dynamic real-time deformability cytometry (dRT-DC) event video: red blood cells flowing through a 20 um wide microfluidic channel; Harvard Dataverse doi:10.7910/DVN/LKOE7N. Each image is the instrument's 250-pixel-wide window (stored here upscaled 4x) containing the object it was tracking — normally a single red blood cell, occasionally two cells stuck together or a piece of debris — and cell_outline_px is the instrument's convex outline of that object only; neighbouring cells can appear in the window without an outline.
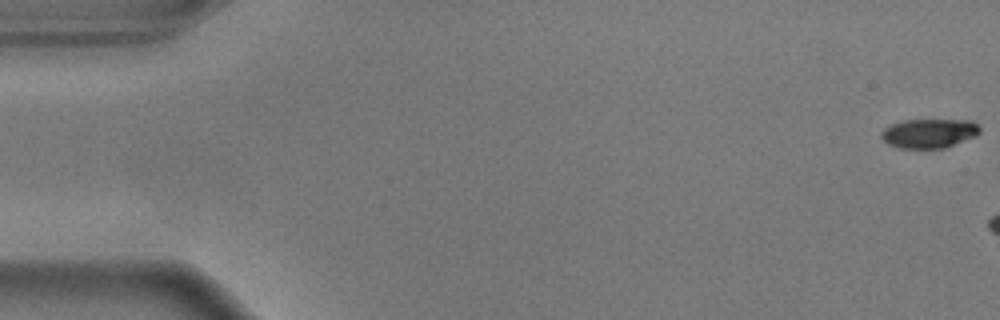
{"species": "common noctule bat (a hibernating species)", "species_latin": "Nyctalus noctula", "temperature_condition": "warm", "stored_images_in_passage": 6, "camera_frame_rate_fps": 3000, "um_per_image_px": 0.085, "animal": {"sex": "male", "body_mass_g": 17.9}, "frame": {"image": 1, "passage_image": 1, "time_ms": 0.0, "image_size_px": [1000, 320], "cell_outline_px": [[980, 132], [976, 136], [944, 148], [900, 148], [888, 144], [880, 136], [880, 132], [884, 128], [892, 124], [904, 120], [972, 120], [980, 128]], "centroid_in_image_um": [78.97, 11.33], "position_along_channel_um": 6.0, "area_um2": 16.76}}